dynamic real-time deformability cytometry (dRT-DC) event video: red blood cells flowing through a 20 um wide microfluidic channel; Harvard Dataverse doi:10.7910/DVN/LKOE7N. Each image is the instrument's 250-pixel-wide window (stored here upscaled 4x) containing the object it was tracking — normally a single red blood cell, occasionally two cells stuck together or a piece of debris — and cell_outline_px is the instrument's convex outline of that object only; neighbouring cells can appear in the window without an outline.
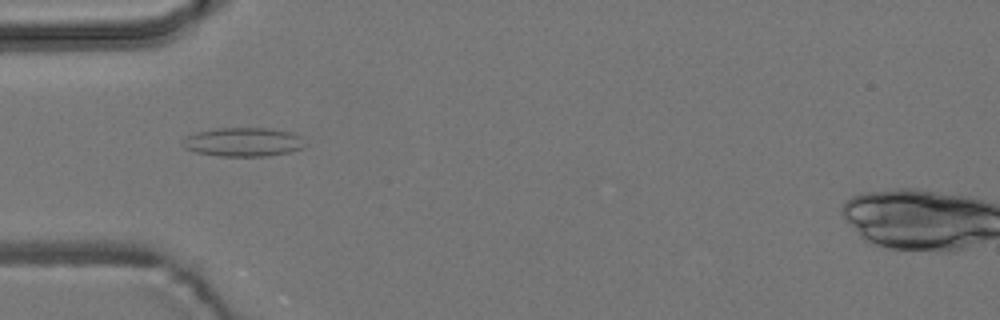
{"species": "common noctule bat (a hibernating species)", "species_latin": "Nyctalus noctula", "temperature_condition": "room temperature", "stored_images_in_passage": 7, "camera_frame_rate_fps": 3000, "um_per_image_px": 0.085, "animal": {"sex": "male", "body_mass_g": 19.2, "forearm_length_mm": 51.8}, "frame": {"image": 1, "passage_image": 5, "time_ms": 4.667, "image_size_px": [1000, 320], "cell_outline_px": [[304, 148], [288, 152], [268, 156], [220, 156], [196, 152], [184, 148], [180, 144], [180, 140], [196, 132], [216, 128], [272, 128], [292, 132], [300, 136]], "centroid_in_image_um": [20.63, 12.07], "position_along_channel_um": 64.4, "area_um2": 20.69}}
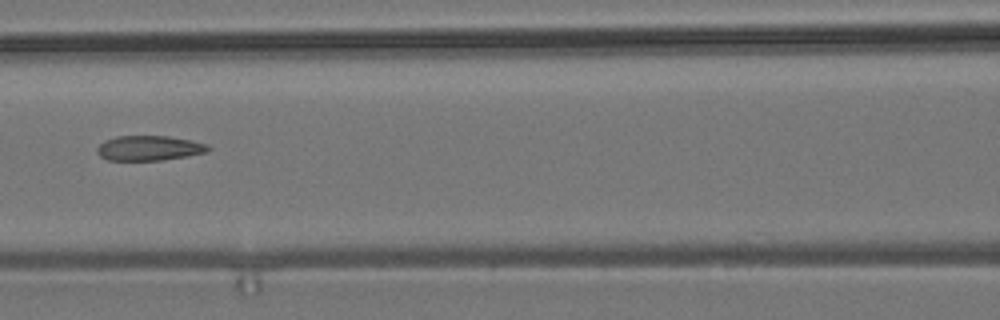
{"frame": {"image": 2, "passage_image": 7, "time_ms": 7.0, "image_size_px": [1000, 320], "cell_outline_px": [[212, 148], [208, 152], [188, 156], [160, 160], [108, 160], [100, 156], [96, 152], [96, 148], [104, 140], [116, 136], [168, 136], [192, 140], [208, 144]], "centroid_in_image_um": [12.7, 12.58], "position_along_channel_um": 153.9, "area_um2": 16.3}}